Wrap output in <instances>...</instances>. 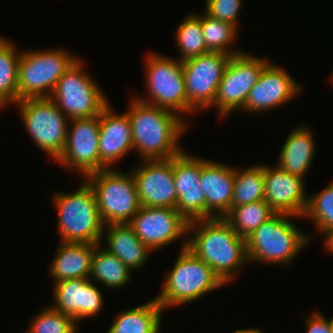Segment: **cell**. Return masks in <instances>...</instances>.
I'll use <instances>...</instances> for the list:
<instances>
[{
	"label": "cell",
	"instance_id": "cell-7",
	"mask_svg": "<svg viewBox=\"0 0 333 333\" xmlns=\"http://www.w3.org/2000/svg\"><path fill=\"white\" fill-rule=\"evenodd\" d=\"M78 59L61 48L22 51L18 63V102L50 97L58 80Z\"/></svg>",
	"mask_w": 333,
	"mask_h": 333
},
{
	"label": "cell",
	"instance_id": "cell-26",
	"mask_svg": "<svg viewBox=\"0 0 333 333\" xmlns=\"http://www.w3.org/2000/svg\"><path fill=\"white\" fill-rule=\"evenodd\" d=\"M98 244L91 260L89 279L108 288H123L131 282L132 270Z\"/></svg>",
	"mask_w": 333,
	"mask_h": 333
},
{
	"label": "cell",
	"instance_id": "cell-39",
	"mask_svg": "<svg viewBox=\"0 0 333 333\" xmlns=\"http://www.w3.org/2000/svg\"><path fill=\"white\" fill-rule=\"evenodd\" d=\"M255 333H264V332L258 329Z\"/></svg>",
	"mask_w": 333,
	"mask_h": 333
},
{
	"label": "cell",
	"instance_id": "cell-20",
	"mask_svg": "<svg viewBox=\"0 0 333 333\" xmlns=\"http://www.w3.org/2000/svg\"><path fill=\"white\" fill-rule=\"evenodd\" d=\"M113 108L110 103L100 114V170L113 168L128 152L134 151L128 114H118Z\"/></svg>",
	"mask_w": 333,
	"mask_h": 333
},
{
	"label": "cell",
	"instance_id": "cell-28",
	"mask_svg": "<svg viewBox=\"0 0 333 333\" xmlns=\"http://www.w3.org/2000/svg\"><path fill=\"white\" fill-rule=\"evenodd\" d=\"M276 212L261 200L240 206H231L223 217L239 237L248 238L261 224L272 218Z\"/></svg>",
	"mask_w": 333,
	"mask_h": 333
},
{
	"label": "cell",
	"instance_id": "cell-35",
	"mask_svg": "<svg viewBox=\"0 0 333 333\" xmlns=\"http://www.w3.org/2000/svg\"><path fill=\"white\" fill-rule=\"evenodd\" d=\"M305 317L306 333H333V321L327 319L324 314L314 312L308 318Z\"/></svg>",
	"mask_w": 333,
	"mask_h": 333
},
{
	"label": "cell",
	"instance_id": "cell-1",
	"mask_svg": "<svg viewBox=\"0 0 333 333\" xmlns=\"http://www.w3.org/2000/svg\"><path fill=\"white\" fill-rule=\"evenodd\" d=\"M128 114L133 149L141 160H167L184 151L179 141L188 130L185 117L161 107L130 98Z\"/></svg>",
	"mask_w": 333,
	"mask_h": 333
},
{
	"label": "cell",
	"instance_id": "cell-12",
	"mask_svg": "<svg viewBox=\"0 0 333 333\" xmlns=\"http://www.w3.org/2000/svg\"><path fill=\"white\" fill-rule=\"evenodd\" d=\"M231 55L208 52L182 62L188 104L201 112L213 105Z\"/></svg>",
	"mask_w": 333,
	"mask_h": 333
},
{
	"label": "cell",
	"instance_id": "cell-18",
	"mask_svg": "<svg viewBox=\"0 0 333 333\" xmlns=\"http://www.w3.org/2000/svg\"><path fill=\"white\" fill-rule=\"evenodd\" d=\"M52 306L65 315L71 316L76 323L101 312L103 294L89 278H74L54 283Z\"/></svg>",
	"mask_w": 333,
	"mask_h": 333
},
{
	"label": "cell",
	"instance_id": "cell-29",
	"mask_svg": "<svg viewBox=\"0 0 333 333\" xmlns=\"http://www.w3.org/2000/svg\"><path fill=\"white\" fill-rule=\"evenodd\" d=\"M264 164H256L240 170L235 167L232 206L264 200Z\"/></svg>",
	"mask_w": 333,
	"mask_h": 333
},
{
	"label": "cell",
	"instance_id": "cell-3",
	"mask_svg": "<svg viewBox=\"0 0 333 333\" xmlns=\"http://www.w3.org/2000/svg\"><path fill=\"white\" fill-rule=\"evenodd\" d=\"M181 245L174 266L165 274L160 294L154 298L164 310L191 303L226 285L207 263L187 248V237Z\"/></svg>",
	"mask_w": 333,
	"mask_h": 333
},
{
	"label": "cell",
	"instance_id": "cell-31",
	"mask_svg": "<svg viewBox=\"0 0 333 333\" xmlns=\"http://www.w3.org/2000/svg\"><path fill=\"white\" fill-rule=\"evenodd\" d=\"M175 34L176 45L180 51L179 61L183 62L209 52L205 45L200 15L191 13L184 16Z\"/></svg>",
	"mask_w": 333,
	"mask_h": 333
},
{
	"label": "cell",
	"instance_id": "cell-32",
	"mask_svg": "<svg viewBox=\"0 0 333 333\" xmlns=\"http://www.w3.org/2000/svg\"><path fill=\"white\" fill-rule=\"evenodd\" d=\"M304 217L313 221L322 235L333 229V182L317 194L308 195Z\"/></svg>",
	"mask_w": 333,
	"mask_h": 333
},
{
	"label": "cell",
	"instance_id": "cell-38",
	"mask_svg": "<svg viewBox=\"0 0 333 333\" xmlns=\"http://www.w3.org/2000/svg\"><path fill=\"white\" fill-rule=\"evenodd\" d=\"M331 79V83L333 84V72H332V75H331V77H330Z\"/></svg>",
	"mask_w": 333,
	"mask_h": 333
},
{
	"label": "cell",
	"instance_id": "cell-2",
	"mask_svg": "<svg viewBox=\"0 0 333 333\" xmlns=\"http://www.w3.org/2000/svg\"><path fill=\"white\" fill-rule=\"evenodd\" d=\"M189 233H192L190 237ZM187 248L207 263L225 284L234 281L237 272L249 264L246 239L239 237L223 217L190 221Z\"/></svg>",
	"mask_w": 333,
	"mask_h": 333
},
{
	"label": "cell",
	"instance_id": "cell-34",
	"mask_svg": "<svg viewBox=\"0 0 333 333\" xmlns=\"http://www.w3.org/2000/svg\"><path fill=\"white\" fill-rule=\"evenodd\" d=\"M243 0H206L205 14L209 17L233 24L238 29V18Z\"/></svg>",
	"mask_w": 333,
	"mask_h": 333
},
{
	"label": "cell",
	"instance_id": "cell-13",
	"mask_svg": "<svg viewBox=\"0 0 333 333\" xmlns=\"http://www.w3.org/2000/svg\"><path fill=\"white\" fill-rule=\"evenodd\" d=\"M99 127L100 115L69 120L66 143L55 162L74 169L81 178L100 171Z\"/></svg>",
	"mask_w": 333,
	"mask_h": 333
},
{
	"label": "cell",
	"instance_id": "cell-33",
	"mask_svg": "<svg viewBox=\"0 0 333 333\" xmlns=\"http://www.w3.org/2000/svg\"><path fill=\"white\" fill-rule=\"evenodd\" d=\"M78 324L68 315L60 313L52 306L42 308L32 318L26 333H76Z\"/></svg>",
	"mask_w": 333,
	"mask_h": 333
},
{
	"label": "cell",
	"instance_id": "cell-5",
	"mask_svg": "<svg viewBox=\"0 0 333 333\" xmlns=\"http://www.w3.org/2000/svg\"><path fill=\"white\" fill-rule=\"evenodd\" d=\"M82 181L74 192H56L51 196L58 213V233L61 242L100 244L105 225L93 189Z\"/></svg>",
	"mask_w": 333,
	"mask_h": 333
},
{
	"label": "cell",
	"instance_id": "cell-6",
	"mask_svg": "<svg viewBox=\"0 0 333 333\" xmlns=\"http://www.w3.org/2000/svg\"><path fill=\"white\" fill-rule=\"evenodd\" d=\"M84 180L94 191L104 225L128 223L141 207L131 171L103 169L88 174Z\"/></svg>",
	"mask_w": 333,
	"mask_h": 333
},
{
	"label": "cell",
	"instance_id": "cell-15",
	"mask_svg": "<svg viewBox=\"0 0 333 333\" xmlns=\"http://www.w3.org/2000/svg\"><path fill=\"white\" fill-rule=\"evenodd\" d=\"M303 91L302 85L278 64L271 61L263 68L258 81L251 88L245 106V114H260L283 107Z\"/></svg>",
	"mask_w": 333,
	"mask_h": 333
},
{
	"label": "cell",
	"instance_id": "cell-21",
	"mask_svg": "<svg viewBox=\"0 0 333 333\" xmlns=\"http://www.w3.org/2000/svg\"><path fill=\"white\" fill-rule=\"evenodd\" d=\"M235 167L203 158L200 185L206 195V218L224 217L232 206Z\"/></svg>",
	"mask_w": 333,
	"mask_h": 333
},
{
	"label": "cell",
	"instance_id": "cell-9",
	"mask_svg": "<svg viewBox=\"0 0 333 333\" xmlns=\"http://www.w3.org/2000/svg\"><path fill=\"white\" fill-rule=\"evenodd\" d=\"M79 58L58 80L50 98L69 119L100 115L110 104L100 85L83 69Z\"/></svg>",
	"mask_w": 333,
	"mask_h": 333
},
{
	"label": "cell",
	"instance_id": "cell-8",
	"mask_svg": "<svg viewBox=\"0 0 333 333\" xmlns=\"http://www.w3.org/2000/svg\"><path fill=\"white\" fill-rule=\"evenodd\" d=\"M145 59V86L149 96L134 97L179 115L195 113L188 104L182 62L154 51L149 52Z\"/></svg>",
	"mask_w": 333,
	"mask_h": 333
},
{
	"label": "cell",
	"instance_id": "cell-24",
	"mask_svg": "<svg viewBox=\"0 0 333 333\" xmlns=\"http://www.w3.org/2000/svg\"><path fill=\"white\" fill-rule=\"evenodd\" d=\"M304 126L296 127L289 133L277 162L280 169L302 178L312 166L316 151L313 133Z\"/></svg>",
	"mask_w": 333,
	"mask_h": 333
},
{
	"label": "cell",
	"instance_id": "cell-30",
	"mask_svg": "<svg viewBox=\"0 0 333 333\" xmlns=\"http://www.w3.org/2000/svg\"><path fill=\"white\" fill-rule=\"evenodd\" d=\"M201 25L205 45L209 52H219L231 56L244 52L233 48V43H236L238 36L237 32H239L233 24L213 19L204 13L201 16Z\"/></svg>",
	"mask_w": 333,
	"mask_h": 333
},
{
	"label": "cell",
	"instance_id": "cell-25",
	"mask_svg": "<svg viewBox=\"0 0 333 333\" xmlns=\"http://www.w3.org/2000/svg\"><path fill=\"white\" fill-rule=\"evenodd\" d=\"M164 309L155 300L120 311L107 333H160Z\"/></svg>",
	"mask_w": 333,
	"mask_h": 333
},
{
	"label": "cell",
	"instance_id": "cell-23",
	"mask_svg": "<svg viewBox=\"0 0 333 333\" xmlns=\"http://www.w3.org/2000/svg\"><path fill=\"white\" fill-rule=\"evenodd\" d=\"M49 265L54 282L74 278H89L91 260L98 244L61 242Z\"/></svg>",
	"mask_w": 333,
	"mask_h": 333
},
{
	"label": "cell",
	"instance_id": "cell-22",
	"mask_svg": "<svg viewBox=\"0 0 333 333\" xmlns=\"http://www.w3.org/2000/svg\"><path fill=\"white\" fill-rule=\"evenodd\" d=\"M104 239L106 243L103 242ZM100 244H104V246L106 244L105 249L132 271L144 267L148 262L149 253L152 252L141 242L127 223L105 225Z\"/></svg>",
	"mask_w": 333,
	"mask_h": 333
},
{
	"label": "cell",
	"instance_id": "cell-11",
	"mask_svg": "<svg viewBox=\"0 0 333 333\" xmlns=\"http://www.w3.org/2000/svg\"><path fill=\"white\" fill-rule=\"evenodd\" d=\"M269 62L266 57H257L245 51L231 56L220 81L214 103L210 107H216L218 117H227L232 112L243 109L251 88L256 84L263 68Z\"/></svg>",
	"mask_w": 333,
	"mask_h": 333
},
{
	"label": "cell",
	"instance_id": "cell-16",
	"mask_svg": "<svg viewBox=\"0 0 333 333\" xmlns=\"http://www.w3.org/2000/svg\"><path fill=\"white\" fill-rule=\"evenodd\" d=\"M131 172L143 207L176 209L177 193L173 177V157L167 160H141Z\"/></svg>",
	"mask_w": 333,
	"mask_h": 333
},
{
	"label": "cell",
	"instance_id": "cell-37",
	"mask_svg": "<svg viewBox=\"0 0 333 333\" xmlns=\"http://www.w3.org/2000/svg\"><path fill=\"white\" fill-rule=\"evenodd\" d=\"M258 329L257 328H247V329H238L234 333H255Z\"/></svg>",
	"mask_w": 333,
	"mask_h": 333
},
{
	"label": "cell",
	"instance_id": "cell-4",
	"mask_svg": "<svg viewBox=\"0 0 333 333\" xmlns=\"http://www.w3.org/2000/svg\"><path fill=\"white\" fill-rule=\"evenodd\" d=\"M291 218L300 219L294 215L276 213L246 238L249 263L288 266L293 262L310 242V236L299 230Z\"/></svg>",
	"mask_w": 333,
	"mask_h": 333
},
{
	"label": "cell",
	"instance_id": "cell-17",
	"mask_svg": "<svg viewBox=\"0 0 333 333\" xmlns=\"http://www.w3.org/2000/svg\"><path fill=\"white\" fill-rule=\"evenodd\" d=\"M203 158L183 151L173 157V177L178 196L176 210L188 221L206 218V195L200 185Z\"/></svg>",
	"mask_w": 333,
	"mask_h": 333
},
{
	"label": "cell",
	"instance_id": "cell-27",
	"mask_svg": "<svg viewBox=\"0 0 333 333\" xmlns=\"http://www.w3.org/2000/svg\"><path fill=\"white\" fill-rule=\"evenodd\" d=\"M20 54L13 41L0 35V110L18 102Z\"/></svg>",
	"mask_w": 333,
	"mask_h": 333
},
{
	"label": "cell",
	"instance_id": "cell-10",
	"mask_svg": "<svg viewBox=\"0 0 333 333\" xmlns=\"http://www.w3.org/2000/svg\"><path fill=\"white\" fill-rule=\"evenodd\" d=\"M16 105L35 145L56 160L66 143L69 119L50 97L26 98Z\"/></svg>",
	"mask_w": 333,
	"mask_h": 333
},
{
	"label": "cell",
	"instance_id": "cell-19",
	"mask_svg": "<svg viewBox=\"0 0 333 333\" xmlns=\"http://www.w3.org/2000/svg\"><path fill=\"white\" fill-rule=\"evenodd\" d=\"M304 178L264 165V200L276 212L303 218L308 204Z\"/></svg>",
	"mask_w": 333,
	"mask_h": 333
},
{
	"label": "cell",
	"instance_id": "cell-36",
	"mask_svg": "<svg viewBox=\"0 0 333 333\" xmlns=\"http://www.w3.org/2000/svg\"><path fill=\"white\" fill-rule=\"evenodd\" d=\"M323 236H325V250L330 252L331 254L333 253V229L325 233Z\"/></svg>",
	"mask_w": 333,
	"mask_h": 333
},
{
	"label": "cell",
	"instance_id": "cell-14",
	"mask_svg": "<svg viewBox=\"0 0 333 333\" xmlns=\"http://www.w3.org/2000/svg\"><path fill=\"white\" fill-rule=\"evenodd\" d=\"M152 252L188 235L189 222L173 208L143 207L127 223ZM185 235V236H184Z\"/></svg>",
	"mask_w": 333,
	"mask_h": 333
}]
</instances>
